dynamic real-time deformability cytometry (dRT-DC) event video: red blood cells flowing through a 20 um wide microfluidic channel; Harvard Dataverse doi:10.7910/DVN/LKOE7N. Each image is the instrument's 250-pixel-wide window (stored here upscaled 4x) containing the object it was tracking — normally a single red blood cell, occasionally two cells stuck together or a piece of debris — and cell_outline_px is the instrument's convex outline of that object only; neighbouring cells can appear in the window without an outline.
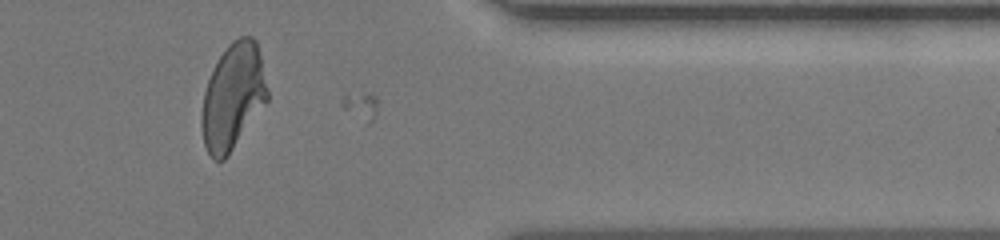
{"species": "human", "species_latin": "Homo sapiens", "temperature_condition": "room temperature", "stored_images_in_passage": 26, "camera_frame_rate_fps": 3000, "um_per_image_px": 0.085, "donor": {"sex": "female"}, "frame": {"image": 1, "passage_image": 25, "time_ms": 8.0, "image_size_px": [1000, 240], "cell_outline_px": [[268, 100], [228, 156], [224, 160], [212, 160], [204, 144], [200, 124], [200, 120], [204, 92], [208, 80], [220, 56], [228, 44], [232, 40], [240, 36], [252, 36], [256, 40], [260, 56], [268, 92]], "centroid_in_image_um": [19.78, 8.23], "position_along_channel_um": 391.6, "area_um2": 40.46}}